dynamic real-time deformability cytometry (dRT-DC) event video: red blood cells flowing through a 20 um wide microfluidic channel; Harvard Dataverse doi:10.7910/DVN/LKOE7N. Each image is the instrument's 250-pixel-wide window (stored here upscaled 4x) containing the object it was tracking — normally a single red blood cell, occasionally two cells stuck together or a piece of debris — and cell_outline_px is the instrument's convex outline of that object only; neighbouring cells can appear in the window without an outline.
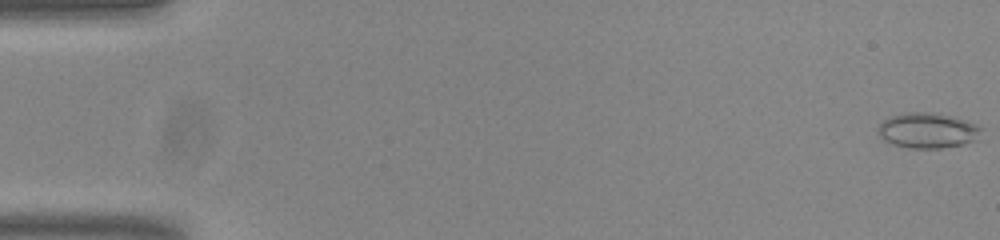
{"species": "common noctule bat (a hibernating species)", "species_latin": "Nyctalus noctula", "temperature_condition": "room temperature", "stored_images_in_passage": 54, "camera_frame_rate_fps": 3000, "um_per_image_px": 0.085, "animal": {"sex": "male", "body_mass_g": 20.0, "forearm_length_mm": 53.3}, "frame": {"image": 1, "passage_image": 1, "time_ms": 0.0, "image_size_px": [1000, 240], "cell_outline_px": [[984, 128], [976, 140], [964, 144], [940, 148], [908, 148], [892, 144], [884, 140], [876, 132], [876, 128], [888, 116], [904, 112], [936, 112], [956, 116], [968, 120]], "centroid_in_image_um": [78.85, 11.07], "position_along_channel_um": 6.1, "area_um2": 21.85}}
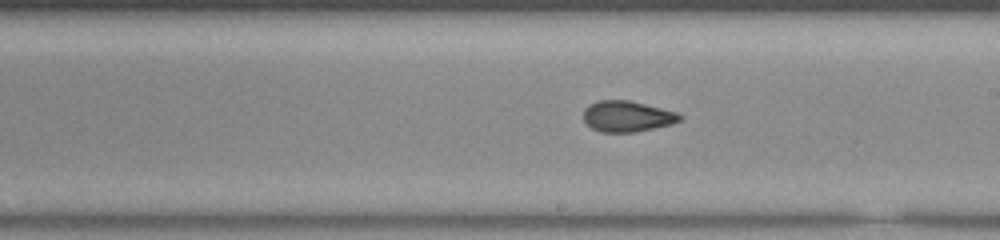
{"frame": {"image": 2, "passage_image": 31, "time_ms": 10.0, "image_size_px": [1000, 240], "cell_outline_px": [[684, 116], [680, 120], [672, 124], [632, 132], [600, 132], [592, 128], [584, 120], [584, 108], [588, 104], [596, 100], [628, 100], [676, 112]], "centroid_in_image_um": [53.28, 9.88], "position_along_channel_um": 235.7, "area_um2": 17.22}}
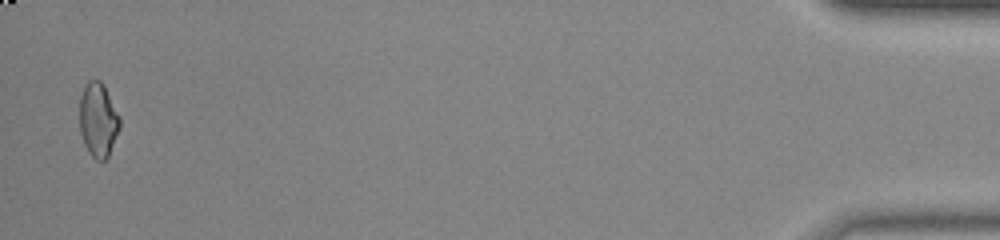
{"frame": {"image": 3, "passage_image": 53, "time_ms": 17.333, "image_size_px": [1000, 240], "cell_outline_px": [[120, 128], [108, 156], [104, 160], [96, 160], [88, 152], [84, 144], [80, 132], [80, 96], [84, 84], [88, 80], [100, 80], [104, 84], [120, 116]], "centroid_in_image_um": [8.34, 10.16], "position_along_channel_um": 426.9, "area_um2": 17.57}, "authors_computed_cell_mechanics": {"area_um2": 17.5712, "velocity_mm_per_s": 3.8392, "shape_relaxation_time_tau1_ms": null, "shape_relaxation_time_tau2_ms": 1.4626, "deformation_change_tau1": null, "deformation_change_tau2": 0.0637}}